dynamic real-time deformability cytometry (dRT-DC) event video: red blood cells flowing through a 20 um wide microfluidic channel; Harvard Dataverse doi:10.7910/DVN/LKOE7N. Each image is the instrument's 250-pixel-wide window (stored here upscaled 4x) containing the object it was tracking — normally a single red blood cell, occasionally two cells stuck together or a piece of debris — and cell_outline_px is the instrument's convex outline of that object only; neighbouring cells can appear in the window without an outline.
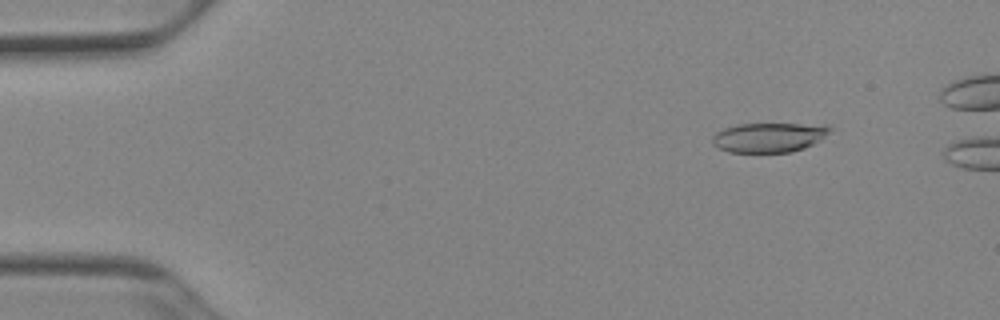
{"species": "Egyptian fruit bat (a non-hibernating species)", "species_latin": "Rousettus aegyptiacus", "temperature_condition": "cold", "stored_images_in_passage": 10, "camera_frame_rate_fps": 3000, "um_per_image_px": 0.085, "animal": {"sex": "female"}, "frame": {"image": 1, "passage_image": 6, "time_ms": 1.667, "image_size_px": [1000, 320], "cell_outline_px": [[832, 128], [820, 140], [804, 148], [792, 152], [728, 152], [712, 144], [712, 136], [716, 132], [724, 128], [736, 124], [832, 124]], "centroid_in_image_um": [65.37, 11.67], "position_along_channel_um": 19.6, "area_um2": 20.35}}